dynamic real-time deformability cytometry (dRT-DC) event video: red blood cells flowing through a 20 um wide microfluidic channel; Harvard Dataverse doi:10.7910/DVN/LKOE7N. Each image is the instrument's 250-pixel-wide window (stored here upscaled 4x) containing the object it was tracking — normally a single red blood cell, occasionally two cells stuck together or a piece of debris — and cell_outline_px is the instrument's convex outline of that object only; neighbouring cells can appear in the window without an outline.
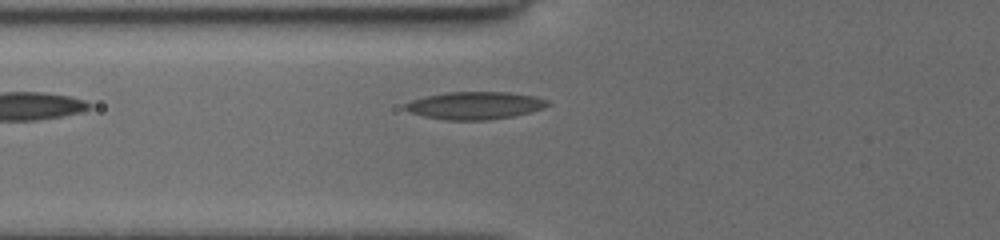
{"species": "common noctule bat (a hibernating species)", "species_latin": "Nyctalus noctula", "temperature_condition": "cold", "stored_images_in_passage": 6, "camera_frame_rate_fps": 3000, "um_per_image_px": 0.085, "animal": {"sex": "female", "body_mass_g": 19.5, "forearm_length_mm": 54.1}, "frame": {"image": 1, "passage_image": 6, "time_ms": 3.0, "image_size_px": [1000, 240], "cell_outline_px": [[548, 104], [544, 108], [512, 116], [484, 120], [448, 120], [424, 116], [408, 112], [404, 108], [404, 104], [412, 100], [424, 96], [444, 92], [508, 92], [536, 96], [548, 100]], "centroid_in_image_um": [40.33, 8.95], "position_along_channel_um": 85.5, "area_um2": 22.83}}